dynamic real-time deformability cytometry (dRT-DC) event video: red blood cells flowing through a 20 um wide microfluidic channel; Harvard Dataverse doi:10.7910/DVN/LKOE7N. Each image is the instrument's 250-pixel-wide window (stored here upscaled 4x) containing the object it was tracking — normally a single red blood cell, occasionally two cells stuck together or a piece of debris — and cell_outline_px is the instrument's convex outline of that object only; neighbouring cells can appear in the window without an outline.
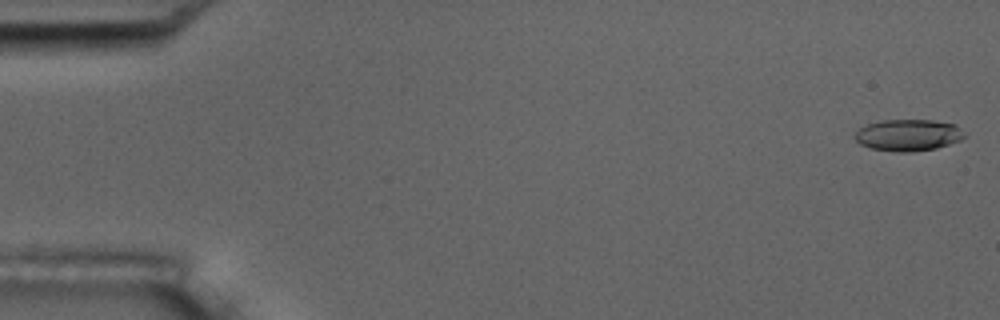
{"species": "common noctule bat (a hibernating species)", "species_latin": "Nyctalus noctula", "temperature_condition": "room temperature", "stored_images_in_passage": 6, "camera_frame_rate_fps": 3000, "um_per_image_px": 0.085, "animal": {"sex": "male", "body_mass_g": 17.5, "forearm_length_mm": 52.3}, "frame": {"image": 1, "passage_image": 1, "time_ms": 0.0, "image_size_px": [1000, 320], "cell_outline_px": [[968, 136], [960, 140], [936, 148], [912, 152], [896, 152], [872, 148], [860, 144], [852, 136], [860, 128], [868, 124], [880, 120], [932, 120], [956, 124]], "centroid_in_image_um": [77.21, 11.48], "position_along_channel_um": 7.8, "area_um2": 20.29}}
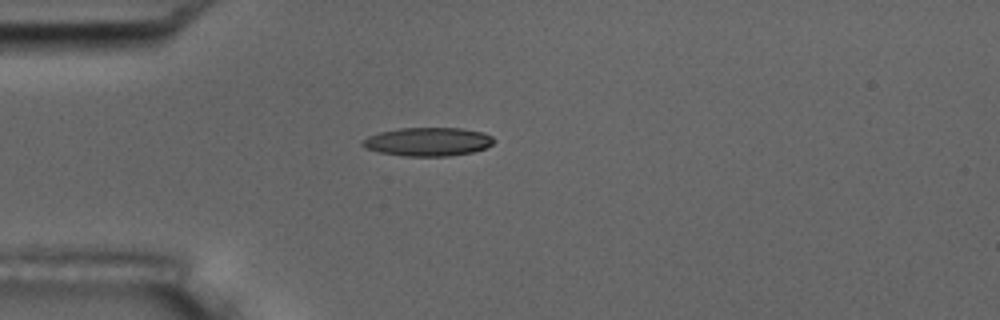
{"frame": {"image": 2, "passage_image": 5, "time_ms": 4.667, "image_size_px": [1000, 320], "cell_outline_px": [[496, 140], [492, 144], [484, 148], [472, 152], [448, 156], [404, 156], [380, 152], [364, 148], [360, 144], [368, 136], [380, 132], [400, 128], [460, 128], [484, 132], [492, 136]], "centroid_in_image_um": [36.38, 12.04], "position_along_channel_um": 48.6, "area_um2": 21.85}}